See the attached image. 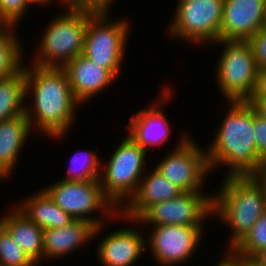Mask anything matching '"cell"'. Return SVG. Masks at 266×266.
I'll list each match as a JSON object with an SVG mask.
<instances>
[{"mask_svg":"<svg viewBox=\"0 0 266 266\" xmlns=\"http://www.w3.org/2000/svg\"><path fill=\"white\" fill-rule=\"evenodd\" d=\"M26 65L25 94L26 98L32 94L33 106L26 102L25 114L32 130L37 126L40 134L54 140L65 137L68 128L75 123L76 109L81 105L73 95L66 71L64 68L41 67L33 63L31 67Z\"/></svg>","mask_w":266,"mask_h":266,"instance_id":"1","label":"cell"},{"mask_svg":"<svg viewBox=\"0 0 266 266\" xmlns=\"http://www.w3.org/2000/svg\"><path fill=\"white\" fill-rule=\"evenodd\" d=\"M228 103V112L205 148L210 170L222 165L228 168L224 176L254 175L264 160L255 147L253 105L248 101Z\"/></svg>","mask_w":266,"mask_h":266,"instance_id":"2","label":"cell"},{"mask_svg":"<svg viewBox=\"0 0 266 266\" xmlns=\"http://www.w3.org/2000/svg\"><path fill=\"white\" fill-rule=\"evenodd\" d=\"M221 181L218 191L212 193L213 218L216 215L231 230V250L266 211V194L254 175L224 176Z\"/></svg>","mask_w":266,"mask_h":266,"instance_id":"3","label":"cell"},{"mask_svg":"<svg viewBox=\"0 0 266 266\" xmlns=\"http://www.w3.org/2000/svg\"><path fill=\"white\" fill-rule=\"evenodd\" d=\"M65 8V12L50 20L31 63L41 67L64 68L82 54L88 20L98 9Z\"/></svg>","mask_w":266,"mask_h":266,"instance_id":"4","label":"cell"},{"mask_svg":"<svg viewBox=\"0 0 266 266\" xmlns=\"http://www.w3.org/2000/svg\"><path fill=\"white\" fill-rule=\"evenodd\" d=\"M147 152L128 135L101 164L100 184L105 196L120 210L135 194L144 175ZM145 167V168H144Z\"/></svg>","mask_w":266,"mask_h":266,"instance_id":"5","label":"cell"},{"mask_svg":"<svg viewBox=\"0 0 266 266\" xmlns=\"http://www.w3.org/2000/svg\"><path fill=\"white\" fill-rule=\"evenodd\" d=\"M107 10L98 9L88 20L82 55L108 69L115 77L119 75L130 32V21H109ZM110 22V23H109Z\"/></svg>","mask_w":266,"mask_h":266,"instance_id":"6","label":"cell"},{"mask_svg":"<svg viewBox=\"0 0 266 266\" xmlns=\"http://www.w3.org/2000/svg\"><path fill=\"white\" fill-rule=\"evenodd\" d=\"M224 46L218 58L216 81L218 90L230 101H249L257 81L258 68L248 41L218 40Z\"/></svg>","mask_w":266,"mask_h":266,"instance_id":"7","label":"cell"},{"mask_svg":"<svg viewBox=\"0 0 266 266\" xmlns=\"http://www.w3.org/2000/svg\"><path fill=\"white\" fill-rule=\"evenodd\" d=\"M43 189L54 203L74 220H87L98 227L105 224L106 219L112 221L118 217L119 210L105 196L100 181H63L60 179ZM98 210L103 214L101 218L92 217L91 214L93 215L96 211L98 213Z\"/></svg>","mask_w":266,"mask_h":266,"instance_id":"8","label":"cell"},{"mask_svg":"<svg viewBox=\"0 0 266 266\" xmlns=\"http://www.w3.org/2000/svg\"><path fill=\"white\" fill-rule=\"evenodd\" d=\"M222 16L223 0H178L167 31L175 40L179 37L195 45H215L220 38Z\"/></svg>","mask_w":266,"mask_h":266,"instance_id":"9","label":"cell"},{"mask_svg":"<svg viewBox=\"0 0 266 266\" xmlns=\"http://www.w3.org/2000/svg\"><path fill=\"white\" fill-rule=\"evenodd\" d=\"M185 135L180 136L176 149L173 147L154 169L183 192H203L205 178L211 173L207 153Z\"/></svg>","mask_w":266,"mask_h":266,"instance_id":"10","label":"cell"},{"mask_svg":"<svg viewBox=\"0 0 266 266\" xmlns=\"http://www.w3.org/2000/svg\"><path fill=\"white\" fill-rule=\"evenodd\" d=\"M208 194V195H207ZM213 215V194L183 192L178 197L150 206L137 220L128 219L118 213L117 219L129 220L142 225H180L204 227L207 218ZM205 220V221H204Z\"/></svg>","mask_w":266,"mask_h":266,"instance_id":"11","label":"cell"},{"mask_svg":"<svg viewBox=\"0 0 266 266\" xmlns=\"http://www.w3.org/2000/svg\"><path fill=\"white\" fill-rule=\"evenodd\" d=\"M151 229L146 246L159 266H175L190 260L205 234L204 227L162 225Z\"/></svg>","mask_w":266,"mask_h":266,"instance_id":"12","label":"cell"},{"mask_svg":"<svg viewBox=\"0 0 266 266\" xmlns=\"http://www.w3.org/2000/svg\"><path fill=\"white\" fill-rule=\"evenodd\" d=\"M162 89L160 93L162 95L155 102L152 101L146 109L143 108L144 110L136 112L137 114L135 113L133 116L131 115L130 123H127L128 126H126L129 132L127 135L146 152L151 147L166 144L172 132V124L165 117V111L163 110V106L172 98V91L169 87ZM164 102L165 104H163Z\"/></svg>","mask_w":266,"mask_h":266,"instance_id":"13","label":"cell"},{"mask_svg":"<svg viewBox=\"0 0 266 266\" xmlns=\"http://www.w3.org/2000/svg\"><path fill=\"white\" fill-rule=\"evenodd\" d=\"M266 0H223L220 40L248 41L263 29Z\"/></svg>","mask_w":266,"mask_h":266,"instance_id":"14","label":"cell"},{"mask_svg":"<svg viewBox=\"0 0 266 266\" xmlns=\"http://www.w3.org/2000/svg\"><path fill=\"white\" fill-rule=\"evenodd\" d=\"M105 236L96 251L102 266H134L147 248L144 232L134 228L124 227Z\"/></svg>","mask_w":266,"mask_h":266,"instance_id":"15","label":"cell"},{"mask_svg":"<svg viewBox=\"0 0 266 266\" xmlns=\"http://www.w3.org/2000/svg\"><path fill=\"white\" fill-rule=\"evenodd\" d=\"M106 224L96 227L87 220H74L62 228L43 230V261L55 260L80 249L102 233ZM103 228V229H102Z\"/></svg>","mask_w":266,"mask_h":266,"instance_id":"16","label":"cell"},{"mask_svg":"<svg viewBox=\"0 0 266 266\" xmlns=\"http://www.w3.org/2000/svg\"><path fill=\"white\" fill-rule=\"evenodd\" d=\"M75 99L82 105L110 86L117 78L106 68L80 54L65 67Z\"/></svg>","mask_w":266,"mask_h":266,"instance_id":"17","label":"cell"},{"mask_svg":"<svg viewBox=\"0 0 266 266\" xmlns=\"http://www.w3.org/2000/svg\"><path fill=\"white\" fill-rule=\"evenodd\" d=\"M146 172L135 194L119 210L128 219L137 220L153 204L171 200L183 193L154 168Z\"/></svg>","mask_w":266,"mask_h":266,"instance_id":"18","label":"cell"},{"mask_svg":"<svg viewBox=\"0 0 266 266\" xmlns=\"http://www.w3.org/2000/svg\"><path fill=\"white\" fill-rule=\"evenodd\" d=\"M31 125L26 114L0 122V182L11 177L19 163L20 151L31 135Z\"/></svg>","mask_w":266,"mask_h":266,"instance_id":"19","label":"cell"},{"mask_svg":"<svg viewBox=\"0 0 266 266\" xmlns=\"http://www.w3.org/2000/svg\"><path fill=\"white\" fill-rule=\"evenodd\" d=\"M0 217V224L21 249L38 266L43 261V229L32 222L16 206Z\"/></svg>","mask_w":266,"mask_h":266,"instance_id":"20","label":"cell"},{"mask_svg":"<svg viewBox=\"0 0 266 266\" xmlns=\"http://www.w3.org/2000/svg\"><path fill=\"white\" fill-rule=\"evenodd\" d=\"M20 201L15 204L16 207L43 230L62 228L74 221L69 214L54 203L44 189Z\"/></svg>","mask_w":266,"mask_h":266,"instance_id":"21","label":"cell"},{"mask_svg":"<svg viewBox=\"0 0 266 266\" xmlns=\"http://www.w3.org/2000/svg\"><path fill=\"white\" fill-rule=\"evenodd\" d=\"M25 72L0 80V122L25 114Z\"/></svg>","mask_w":266,"mask_h":266,"instance_id":"22","label":"cell"},{"mask_svg":"<svg viewBox=\"0 0 266 266\" xmlns=\"http://www.w3.org/2000/svg\"><path fill=\"white\" fill-rule=\"evenodd\" d=\"M15 28L13 25L0 24V80L10 78L24 69V50L16 37Z\"/></svg>","mask_w":266,"mask_h":266,"instance_id":"23","label":"cell"},{"mask_svg":"<svg viewBox=\"0 0 266 266\" xmlns=\"http://www.w3.org/2000/svg\"><path fill=\"white\" fill-rule=\"evenodd\" d=\"M83 153V154H82ZM82 156H81V155ZM101 159L96 152L81 150L74 153L63 181H99L101 175Z\"/></svg>","mask_w":266,"mask_h":266,"instance_id":"24","label":"cell"},{"mask_svg":"<svg viewBox=\"0 0 266 266\" xmlns=\"http://www.w3.org/2000/svg\"><path fill=\"white\" fill-rule=\"evenodd\" d=\"M0 265L37 266L0 224Z\"/></svg>","mask_w":266,"mask_h":266,"instance_id":"25","label":"cell"},{"mask_svg":"<svg viewBox=\"0 0 266 266\" xmlns=\"http://www.w3.org/2000/svg\"><path fill=\"white\" fill-rule=\"evenodd\" d=\"M266 249V211L253 225L247 235L232 249L234 252L254 257L257 253Z\"/></svg>","mask_w":266,"mask_h":266,"instance_id":"26","label":"cell"},{"mask_svg":"<svg viewBox=\"0 0 266 266\" xmlns=\"http://www.w3.org/2000/svg\"><path fill=\"white\" fill-rule=\"evenodd\" d=\"M32 4L31 0H0V24L18 26Z\"/></svg>","mask_w":266,"mask_h":266,"instance_id":"27","label":"cell"},{"mask_svg":"<svg viewBox=\"0 0 266 266\" xmlns=\"http://www.w3.org/2000/svg\"><path fill=\"white\" fill-rule=\"evenodd\" d=\"M258 70L266 68V30L260 29L249 40Z\"/></svg>","mask_w":266,"mask_h":266,"instance_id":"28","label":"cell"},{"mask_svg":"<svg viewBox=\"0 0 266 266\" xmlns=\"http://www.w3.org/2000/svg\"><path fill=\"white\" fill-rule=\"evenodd\" d=\"M253 128L255 134V147L258 155L266 160V118L257 113L253 106Z\"/></svg>","mask_w":266,"mask_h":266,"instance_id":"29","label":"cell"},{"mask_svg":"<svg viewBox=\"0 0 266 266\" xmlns=\"http://www.w3.org/2000/svg\"><path fill=\"white\" fill-rule=\"evenodd\" d=\"M251 98H266V68L258 70L256 86Z\"/></svg>","mask_w":266,"mask_h":266,"instance_id":"30","label":"cell"},{"mask_svg":"<svg viewBox=\"0 0 266 266\" xmlns=\"http://www.w3.org/2000/svg\"><path fill=\"white\" fill-rule=\"evenodd\" d=\"M225 255L221 258V261L214 266H236V252L232 249L226 250Z\"/></svg>","mask_w":266,"mask_h":266,"instance_id":"31","label":"cell"},{"mask_svg":"<svg viewBox=\"0 0 266 266\" xmlns=\"http://www.w3.org/2000/svg\"><path fill=\"white\" fill-rule=\"evenodd\" d=\"M248 102L255 107L258 114L266 118V98H250Z\"/></svg>","mask_w":266,"mask_h":266,"instance_id":"32","label":"cell"},{"mask_svg":"<svg viewBox=\"0 0 266 266\" xmlns=\"http://www.w3.org/2000/svg\"><path fill=\"white\" fill-rule=\"evenodd\" d=\"M236 266H261L254 257H246L236 253Z\"/></svg>","mask_w":266,"mask_h":266,"instance_id":"33","label":"cell"},{"mask_svg":"<svg viewBox=\"0 0 266 266\" xmlns=\"http://www.w3.org/2000/svg\"><path fill=\"white\" fill-rule=\"evenodd\" d=\"M254 176L262 184L266 194V160L261 164Z\"/></svg>","mask_w":266,"mask_h":266,"instance_id":"34","label":"cell"},{"mask_svg":"<svg viewBox=\"0 0 266 266\" xmlns=\"http://www.w3.org/2000/svg\"><path fill=\"white\" fill-rule=\"evenodd\" d=\"M58 1L64 7H86V0H57V2Z\"/></svg>","mask_w":266,"mask_h":266,"instance_id":"35","label":"cell"},{"mask_svg":"<svg viewBox=\"0 0 266 266\" xmlns=\"http://www.w3.org/2000/svg\"><path fill=\"white\" fill-rule=\"evenodd\" d=\"M254 259L261 265L266 266V249L260 251L254 256Z\"/></svg>","mask_w":266,"mask_h":266,"instance_id":"36","label":"cell"},{"mask_svg":"<svg viewBox=\"0 0 266 266\" xmlns=\"http://www.w3.org/2000/svg\"><path fill=\"white\" fill-rule=\"evenodd\" d=\"M33 5H40V6H46L47 4L49 5L50 2L53 3L54 0H31ZM57 1V0H56Z\"/></svg>","mask_w":266,"mask_h":266,"instance_id":"37","label":"cell"},{"mask_svg":"<svg viewBox=\"0 0 266 266\" xmlns=\"http://www.w3.org/2000/svg\"><path fill=\"white\" fill-rule=\"evenodd\" d=\"M263 29L266 30V9H265V15H264Z\"/></svg>","mask_w":266,"mask_h":266,"instance_id":"38","label":"cell"}]
</instances>
